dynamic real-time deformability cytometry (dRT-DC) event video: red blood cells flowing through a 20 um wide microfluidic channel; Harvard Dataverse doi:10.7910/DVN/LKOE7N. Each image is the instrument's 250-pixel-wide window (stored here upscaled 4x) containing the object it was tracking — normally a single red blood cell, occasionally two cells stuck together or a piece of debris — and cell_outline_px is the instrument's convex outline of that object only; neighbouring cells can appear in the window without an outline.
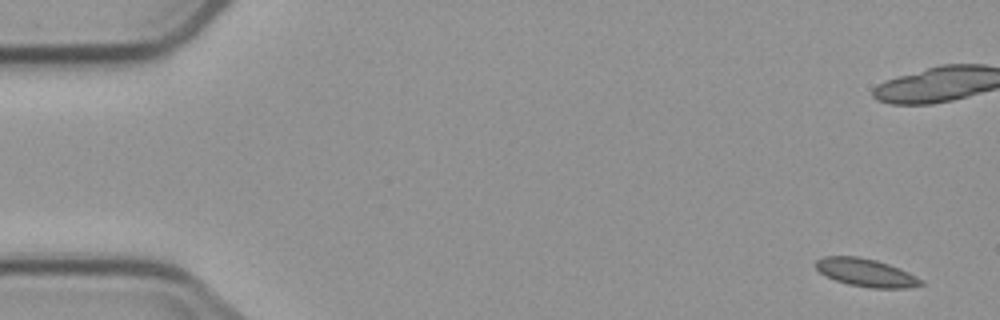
{"species": "common noctule bat (a hibernating species)", "species_latin": "Nyctalus noctula", "temperature_condition": "cold", "stored_images_in_passage": 5, "camera_frame_rate_fps": 3000, "um_per_image_px": 0.085, "animal": {"sex": "male", "body_mass_g": 23.1, "forearm_length_mm": 52.7}, "frame": {"image": 1, "passage_image": 1, "time_ms": 0.0, "image_size_px": [1000, 320], "cell_outline_px": [[924, 284], [908, 288], [872, 288], [848, 284], [836, 280], [820, 272], [816, 268], [816, 260], [824, 256], [856, 256], [876, 260], [900, 268], [924, 280]], "centroid_in_image_um": [73.64, 23.17], "position_along_channel_um": 11.4, "area_um2": 17.05}}